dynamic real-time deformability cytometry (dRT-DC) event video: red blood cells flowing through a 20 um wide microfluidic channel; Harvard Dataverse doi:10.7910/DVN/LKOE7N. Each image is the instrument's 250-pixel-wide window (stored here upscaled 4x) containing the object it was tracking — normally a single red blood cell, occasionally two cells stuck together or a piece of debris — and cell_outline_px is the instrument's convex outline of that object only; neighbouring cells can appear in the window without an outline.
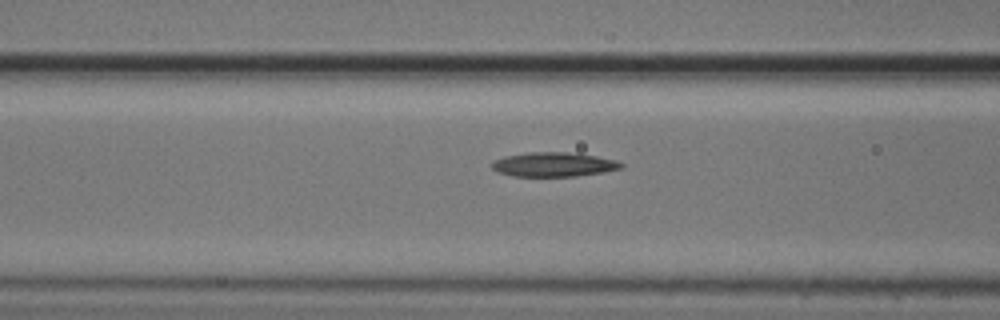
{"species": "common noctule bat (a hibernating species)", "species_latin": "Nyctalus noctula", "temperature_condition": "cold", "stored_images_in_passage": 12, "camera_frame_rate_fps": 3000, "um_per_image_px": 0.085, "animal": {"sex": "male", "body_mass_g": 20.5, "forearm_length_mm": 52.5}, "frame": {"image": 1, "passage_image": 10, "time_ms": 3.0, "image_size_px": [1000, 320], "cell_outline_px": [[624, 168], [604, 172], [576, 176], [512, 176], [500, 172], [492, 168], [492, 164], [496, 160], [504, 156], [528, 152], [568, 152], [596, 156], [616, 160], [624, 164]], "centroid_in_image_um": [47.11, 13.98], "position_along_channel_um": 119.5, "area_um2": 18.26}}